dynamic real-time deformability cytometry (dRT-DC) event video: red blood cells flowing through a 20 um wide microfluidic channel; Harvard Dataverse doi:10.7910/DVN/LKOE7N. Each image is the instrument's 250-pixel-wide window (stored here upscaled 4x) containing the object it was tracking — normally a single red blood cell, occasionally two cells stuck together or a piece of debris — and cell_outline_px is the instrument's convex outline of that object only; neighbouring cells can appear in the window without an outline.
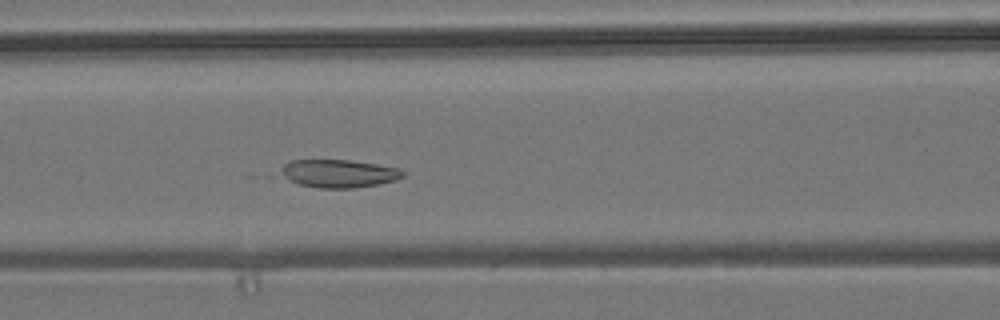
{"species": "common noctule bat (a hibernating species)", "species_latin": "Nyctalus noctula", "temperature_condition": "room temperature", "stored_images_in_passage": 36, "camera_frame_rate_fps": 3000, "um_per_image_px": 0.085, "animal": {"sex": "male", "body_mass_g": 19.2, "forearm_length_mm": 51.8}, "frame": {"image": 1, "passage_image": 15, "time_ms": 4.667, "image_size_px": [1000, 320], "cell_outline_px": [[404, 176], [396, 180], [380, 184], [352, 188], [320, 188], [300, 184], [268, 176], [284, 164], [292, 160], [348, 160], [376, 164], [400, 168], [404, 172]], "centroid_in_image_um": [28.61, 14.75], "position_along_channel_um": 138.0, "area_um2": 20.69}}
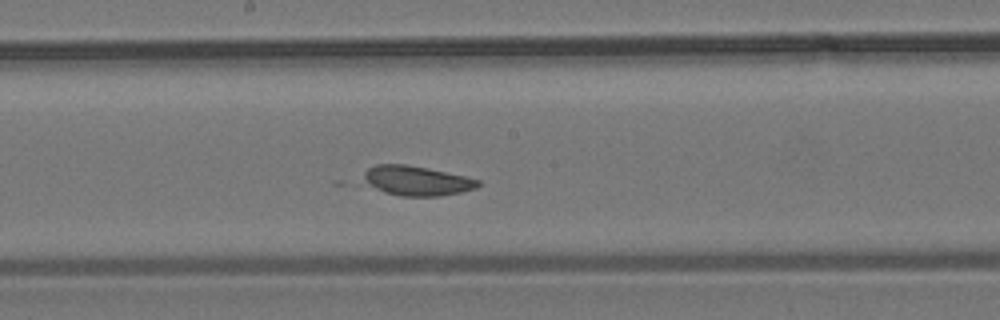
{"frame": {"image": 2, "passage_image": 21, "time_ms": 6.667, "image_size_px": [1000, 320], "cell_outline_px": [[480, 184], [476, 188], [460, 192], [440, 196], [400, 196], [384, 192], [356, 184], [356, 180], [368, 168], [376, 164], [404, 164], [428, 168], [464, 176], [480, 180]], "centroid_in_image_um": [35.23, 15.37], "position_along_channel_um": 213.0, "area_um2": 20.52}}
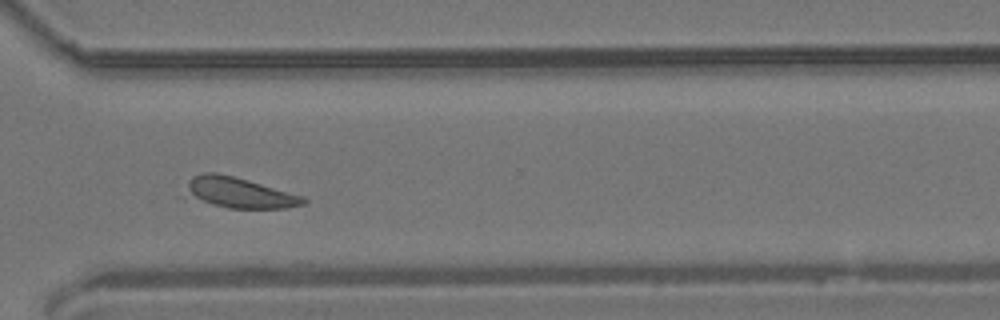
{"frame": {"image": 3, "passage_image": 32, "time_ms": 10.333, "image_size_px": [1000, 320], "cell_outline_px": [[308, 200], [304, 204], [284, 208], [228, 208], [176, 196], [192, 176], [204, 172], [216, 172], [248, 180], [304, 196]], "centroid_in_image_um": [20.15, 16.38], "position_along_channel_um": 350.4, "area_um2": 21.68}}